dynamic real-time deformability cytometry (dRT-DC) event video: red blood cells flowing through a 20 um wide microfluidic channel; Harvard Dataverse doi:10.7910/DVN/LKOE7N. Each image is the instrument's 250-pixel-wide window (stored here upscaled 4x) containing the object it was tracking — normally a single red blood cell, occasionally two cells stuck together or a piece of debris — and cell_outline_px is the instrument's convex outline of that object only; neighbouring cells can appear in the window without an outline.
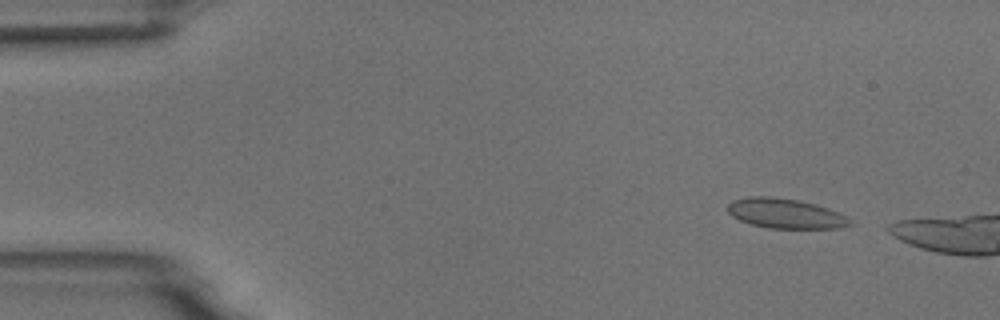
{"species": "common noctule bat (a hibernating species)", "species_latin": "Nyctalus noctula", "temperature_condition": "room temperature", "stored_images_in_passage": 12, "camera_frame_rate_fps": 3000, "um_per_image_px": 0.085, "animal": {"sex": "male", "body_mass_g": 18.8}, "frame": {"image": 1, "passage_image": 4, "time_ms": 1.0, "image_size_px": [1000, 320], "cell_outline_px": [[856, 224], [840, 228], [768, 228], [752, 224], [740, 220], [732, 216], [728, 212], [728, 204], [732, 200], [748, 196], [772, 196], [800, 200], [816, 204], [828, 208], [852, 220]], "centroid_in_image_um": [66.77, 18.14], "position_along_channel_um": 18.2, "area_um2": 21.39}}